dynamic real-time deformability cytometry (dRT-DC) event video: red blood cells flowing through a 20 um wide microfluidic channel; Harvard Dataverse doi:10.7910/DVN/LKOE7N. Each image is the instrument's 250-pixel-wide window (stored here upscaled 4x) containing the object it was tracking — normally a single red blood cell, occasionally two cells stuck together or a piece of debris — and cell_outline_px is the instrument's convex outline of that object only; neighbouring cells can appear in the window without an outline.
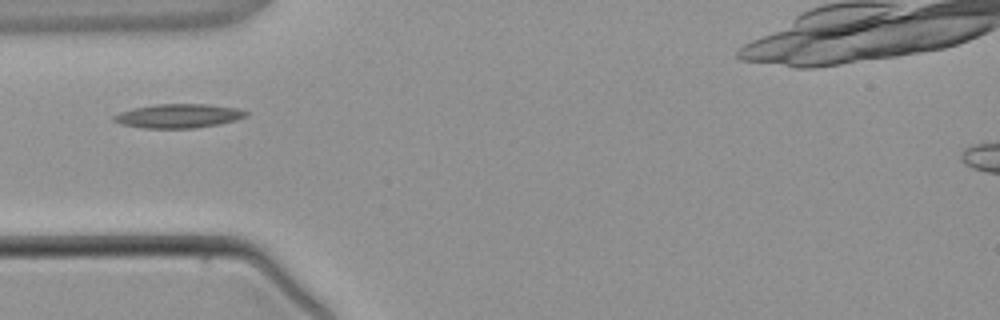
{"species": "common noctule bat (a hibernating species)", "species_latin": "Nyctalus noctula", "temperature_condition": "warm", "stored_images_in_passage": 2, "camera_frame_rate_fps": 3000, "um_per_image_px": 0.085, "animal": {"sex": "male", "body_mass_g": 21.5, "forearm_length_mm": 52.0}, "frame": {"image": 1, "passage_image": 2, "time_ms": 1.333, "image_size_px": [1000, 320], "cell_outline_px": [[248, 116], [236, 120], [196, 128], [144, 128], [120, 124], [112, 120], [112, 116], [120, 112], [132, 108], [156, 104], [204, 104], [236, 108], [248, 112]], "centroid_in_image_um": [15.13, 9.85], "position_along_channel_um": 69.9, "area_um2": 18.44}}